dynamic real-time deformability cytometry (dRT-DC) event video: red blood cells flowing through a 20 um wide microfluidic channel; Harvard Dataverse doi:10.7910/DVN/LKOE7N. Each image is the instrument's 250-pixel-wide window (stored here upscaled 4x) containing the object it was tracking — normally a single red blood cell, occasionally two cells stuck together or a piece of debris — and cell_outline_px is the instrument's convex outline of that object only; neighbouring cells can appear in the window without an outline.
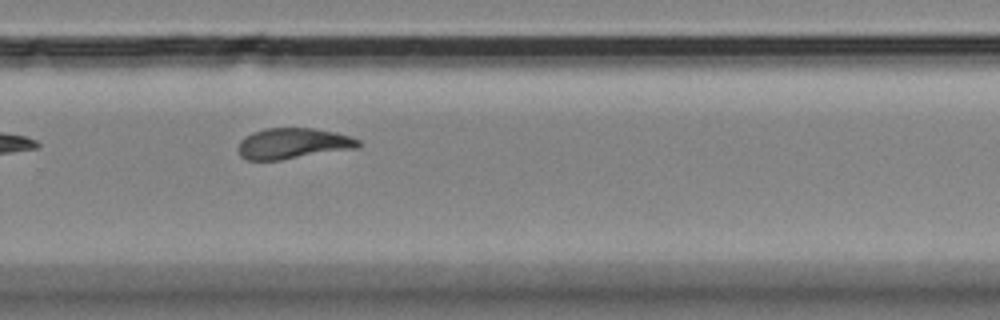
{"species": "Egyptian fruit bat (a non-hibernating species)", "species_latin": "Rousettus aegyptiacus", "temperature_condition": "room temperature", "stored_images_in_passage": 12, "camera_frame_rate_fps": 3000, "um_per_image_px": 0.085, "animal": {"sex": "female"}, "frame": {"image": 1, "passage_image": 10, "time_ms": 12.667, "image_size_px": [1000, 320], "cell_outline_px": [[360, 148], [280, 160], [248, 160], [240, 156], [236, 148], [240, 140], [244, 136], [252, 132], [264, 128], [312, 128], [336, 132], [352, 136], [360, 140]], "centroid_in_image_um": [24.9, 12.19], "position_along_channel_um": 304.9, "area_um2": 21.96}}